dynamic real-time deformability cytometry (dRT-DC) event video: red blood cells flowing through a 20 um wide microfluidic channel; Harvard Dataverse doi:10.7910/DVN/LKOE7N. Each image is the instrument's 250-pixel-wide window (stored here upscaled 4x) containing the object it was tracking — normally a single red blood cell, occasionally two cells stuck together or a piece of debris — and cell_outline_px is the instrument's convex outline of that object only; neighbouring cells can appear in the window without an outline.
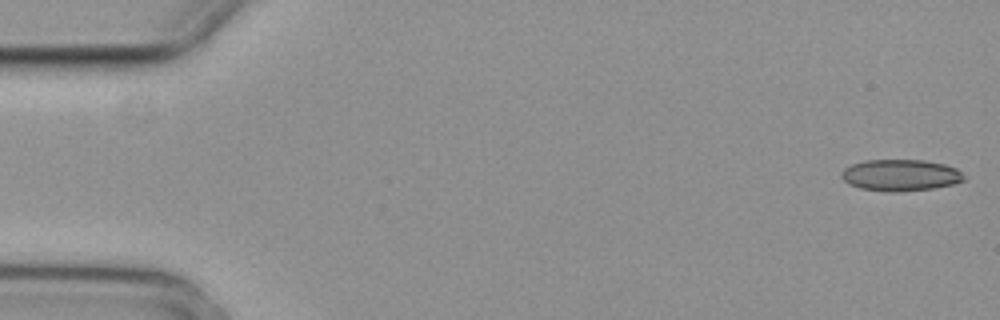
{"species": "common noctule bat (a hibernating species)", "species_latin": "Nyctalus noctula", "temperature_condition": "cold", "stored_images_in_passage": 9, "camera_frame_rate_fps": 3000, "um_per_image_px": 0.085, "animal": {"sex": "female", "body_mass_g": 29.2, "forearm_length_mm": 56.3}, "frame": {"image": 1, "passage_image": 1, "time_ms": 0.0, "image_size_px": [1000, 320], "cell_outline_px": [[964, 180], [952, 184], [932, 188], [896, 192], [888, 192], [860, 188], [848, 184], [840, 176], [840, 172], [844, 168], [852, 164], [864, 160], [924, 160], [944, 164], [956, 168], [964, 176]], "centroid_in_image_um": [76.49, 14.89], "position_along_channel_um": 8.5, "area_um2": 22.48}}
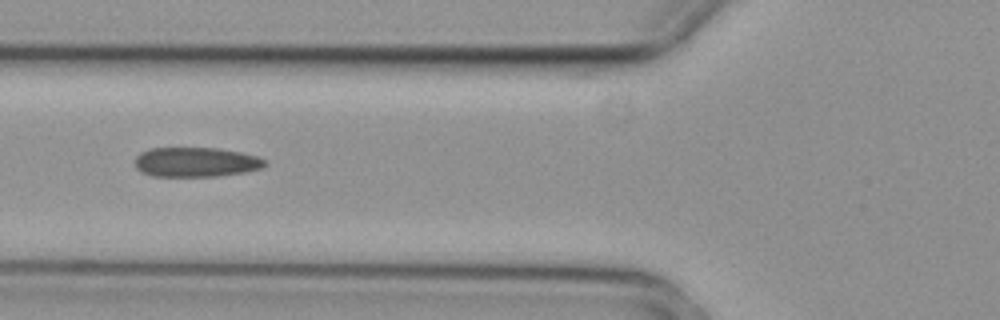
{"frame": {"image": 2, "passage_image": 6, "time_ms": 1.667, "image_size_px": [1000, 320], "cell_outline_px": [[268, 164], [264, 168], [244, 172], [216, 176], [152, 176], [140, 172], [136, 168], [136, 156], [140, 152], [148, 148], [216, 148], [240, 152], [256, 156], [264, 160]], "centroid_in_image_um": [16.64, 13.78], "position_along_channel_um": 109.2, "area_um2": 22.48}}
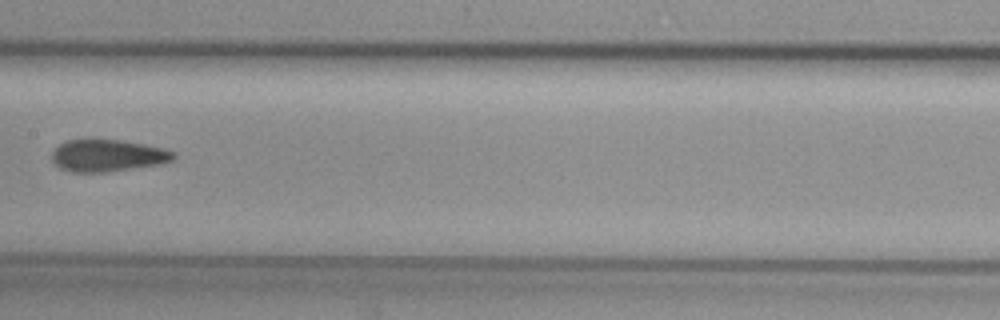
{"frame": {"image": 3, "passage_image": 8, "time_ms": 2.333, "image_size_px": [1000, 320], "cell_outline_px": [[176, 156], [172, 160], [156, 164], [132, 168], [104, 172], [72, 172], [60, 168], [52, 160], [52, 152], [60, 144], [68, 140], [88, 136], [120, 140], [144, 144], [164, 148], [176, 152]], "centroid_in_image_um": [9.11, 13.17], "position_along_channel_um": 198.3, "area_um2": 23.12}}